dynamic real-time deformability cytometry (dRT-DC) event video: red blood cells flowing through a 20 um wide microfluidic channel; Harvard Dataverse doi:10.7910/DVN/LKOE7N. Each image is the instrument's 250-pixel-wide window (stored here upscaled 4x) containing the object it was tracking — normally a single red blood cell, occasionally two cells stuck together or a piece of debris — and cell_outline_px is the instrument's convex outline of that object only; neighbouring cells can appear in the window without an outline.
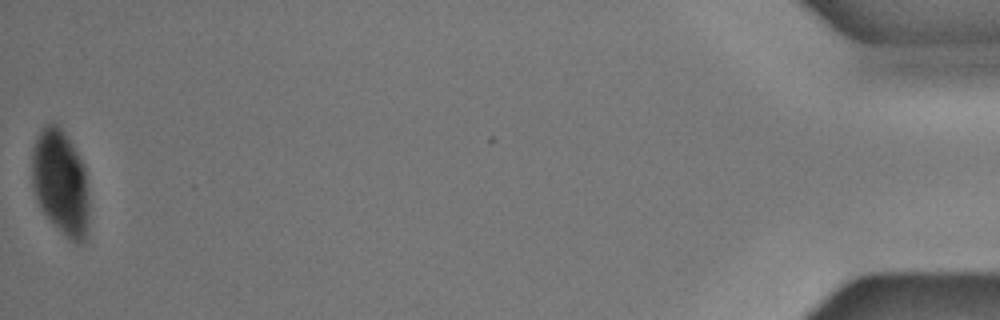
{"species": "common noctule bat (a hibernating species)", "species_latin": "Nyctalus noctula", "temperature_condition": "cold", "stored_images_in_passage": 51, "camera_frame_rate_fps": 3000, "um_per_image_px": 0.085, "animal": {"sex": "male", "body_mass_g": 17.9, "forearm_length_mm": 54.2}, "frame": {"image": 1, "passage_image": 51, "time_ms": 16.667, "image_size_px": [1000, 320], "cell_outline_px": [[88, 236], [80, 244], [76, 244], [48, 220], [40, 208], [36, 200], [32, 188], [32, 148], [36, 136], [40, 128], [44, 124], [52, 120], [60, 128], [72, 144], [84, 164], [88, 192]], "centroid_in_image_um": [5.13, 15.5], "position_along_channel_um": 430.1, "area_um2": 35.66}}